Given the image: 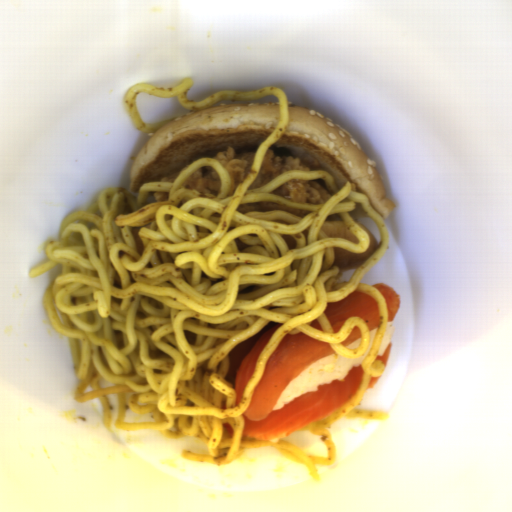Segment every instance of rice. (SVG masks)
Listing matches in <instances>:
<instances>
[{"label": "rice", "instance_id": "8eca5e8b", "mask_svg": "<svg viewBox=\"0 0 512 512\" xmlns=\"http://www.w3.org/2000/svg\"><path fill=\"white\" fill-rule=\"evenodd\" d=\"M361 338H362V337H361ZM361 338L356 339V340H355V341H353L351 344H349L346 348H348V349H350V350H351V349H355V348H357V347H358V345H359V343H360V341H361Z\"/></svg>", "mask_w": 512, "mask_h": 512}, {"label": "rice", "instance_id": "023b6e5f", "mask_svg": "<svg viewBox=\"0 0 512 512\" xmlns=\"http://www.w3.org/2000/svg\"><path fill=\"white\" fill-rule=\"evenodd\" d=\"M393 323H394V320H392V322H388L387 321L385 333H384L382 341L380 343L377 356L381 357V356L384 355L385 350H386L388 344L391 342V340L393 338V335H394L395 330H396V328L393 325Z\"/></svg>", "mask_w": 512, "mask_h": 512}, {"label": "rice", "instance_id": "652b925c", "mask_svg": "<svg viewBox=\"0 0 512 512\" xmlns=\"http://www.w3.org/2000/svg\"><path fill=\"white\" fill-rule=\"evenodd\" d=\"M378 328L359 331L361 339L354 349L343 344L332 349L335 354L320 358L291 380L280 392L272 410H278L299 396L319 390V385L343 381L354 366H361L369 354Z\"/></svg>", "mask_w": 512, "mask_h": 512}]
</instances>
